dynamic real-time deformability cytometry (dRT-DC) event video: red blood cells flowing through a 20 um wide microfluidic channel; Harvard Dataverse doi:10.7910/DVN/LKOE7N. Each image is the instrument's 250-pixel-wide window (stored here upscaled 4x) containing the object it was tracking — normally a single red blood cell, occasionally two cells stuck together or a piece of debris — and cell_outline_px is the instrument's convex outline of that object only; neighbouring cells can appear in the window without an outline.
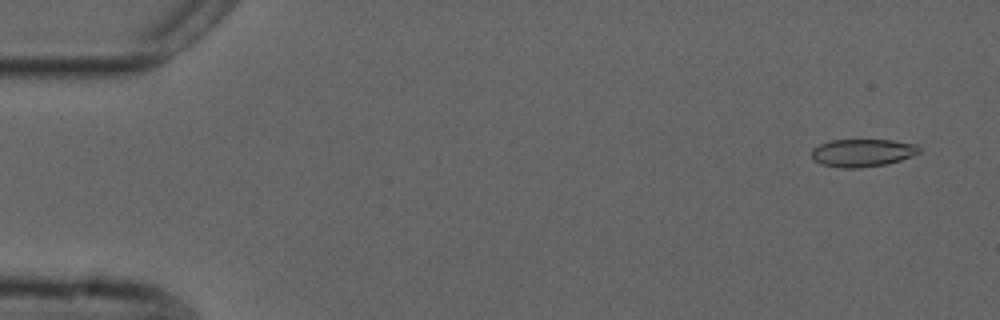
{"species": "common noctule bat (a hibernating species)", "species_latin": "Nyctalus noctula", "temperature_condition": "cold", "stored_images_in_passage": 48, "camera_frame_rate_fps": 3000, "um_per_image_px": 0.085, "animal": {"sex": "male", "forearm_length_mm": 52.5}, "frame": {"image": 1, "passage_image": 3, "time_ms": 0.667, "image_size_px": [1000, 320], "cell_outline_px": [[920, 152], [912, 156], [900, 160], [884, 164], [860, 168], [840, 168], [820, 164], [812, 160], [812, 148], [820, 144], [832, 140], [892, 140], [916, 144], [920, 148]], "centroid_in_image_um": [73.28, 12.99], "position_along_channel_um": 11.7, "area_um2": 17.46}}
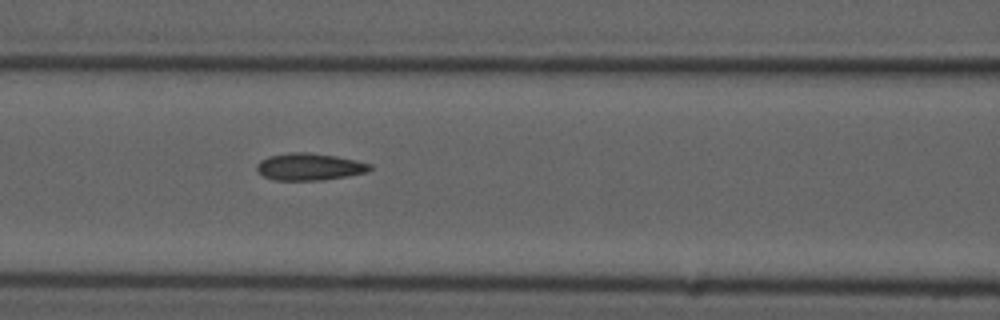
{"frame": {"image": 2, "passage_image": 23, "time_ms": 7.333, "image_size_px": [1000, 320], "cell_outline_px": [[372, 168], [368, 172], [348, 176], [320, 180], [272, 180], [256, 172], [256, 164], [260, 160], [268, 156], [292, 152], [308, 152], [336, 156], [356, 160], [372, 164]], "centroid_in_image_um": [26.28, 14.17], "position_along_channel_um": 140.3, "area_um2": 18.03}}
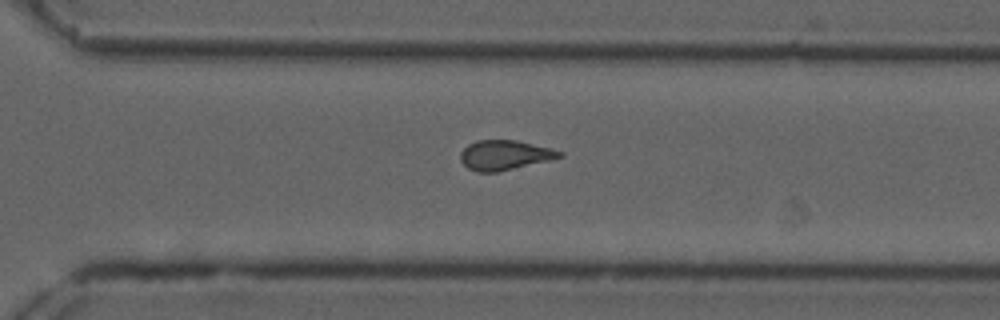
{"frame": {"image": 3, "passage_image": 38, "time_ms": 12.333, "image_size_px": [1000, 320], "cell_outline_px": [[564, 156], [552, 160], [496, 172], [476, 172], [468, 168], [460, 160], [460, 152], [468, 144], [476, 140], [516, 140], [564, 152]], "centroid_in_image_um": [42.88, 13.19], "position_along_channel_um": 327.7, "area_um2": 17.17}, "authors_computed_cell_mechanics": {"area_um2": 17.4267, "velocity_mm_per_s": 3.7625, "shape_relaxation_time_tau1_ms": null, "shape_relaxation_time_tau2_ms": 2.0724, "deformation_change_tau1": null, "deformation_change_tau2": 0.101}}